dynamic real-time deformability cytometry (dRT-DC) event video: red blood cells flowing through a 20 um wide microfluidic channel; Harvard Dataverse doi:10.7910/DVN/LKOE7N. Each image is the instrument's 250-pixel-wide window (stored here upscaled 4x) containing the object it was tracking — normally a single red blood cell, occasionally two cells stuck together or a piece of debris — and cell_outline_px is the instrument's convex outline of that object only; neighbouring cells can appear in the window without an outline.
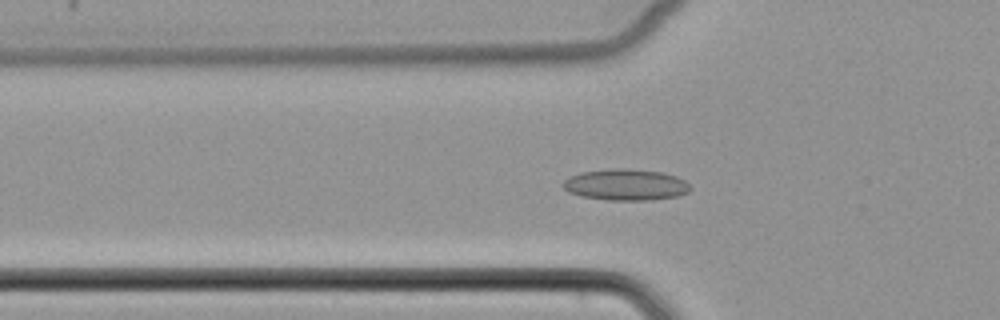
{"species": "common noctule bat (a hibernating species)", "species_latin": "Nyctalus noctula", "temperature_condition": "cold", "stored_images_in_passage": 53, "camera_frame_rate_fps": 3000, "um_per_image_px": 0.085, "animal": {"sex": "female", "body_mass_g": 22.7, "forearm_length_mm": 54.2}, "frame": {"image": 1, "passage_image": 18, "time_ms": 5.667, "image_size_px": [1000, 320], "cell_outline_px": [[692, 188], [688, 192], [676, 196], [648, 200], [608, 200], [580, 196], [568, 192], [560, 184], [568, 176], [580, 172], [616, 168], [624, 168], [664, 172], [676, 176], [684, 180]], "centroid_in_image_um": [53.15, 15.69], "position_along_channel_um": 72.7, "area_um2": 23.35}}
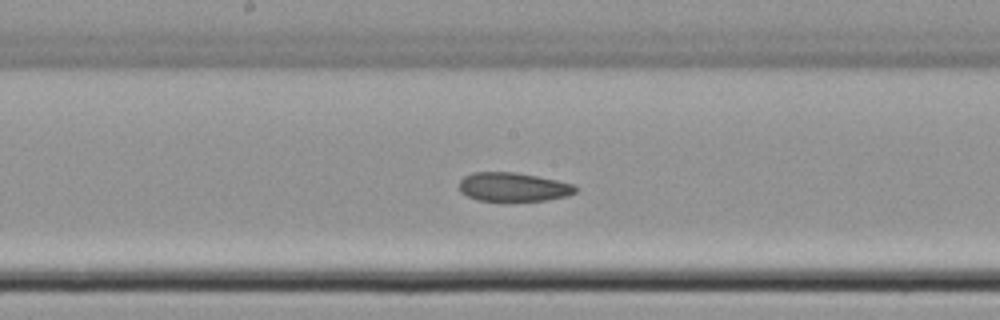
{"frame": {"image": 2, "passage_image": 28, "time_ms": 9.0, "image_size_px": [1000, 320], "cell_outline_px": [[576, 192], [568, 196], [544, 200], [476, 200], [460, 192], [460, 180], [464, 176], [472, 172], [516, 172], [556, 180], [572, 184], [576, 188]], "centroid_in_image_um": [43.6, 15.88], "position_along_channel_um": 204.6, "area_um2": 19.31}}
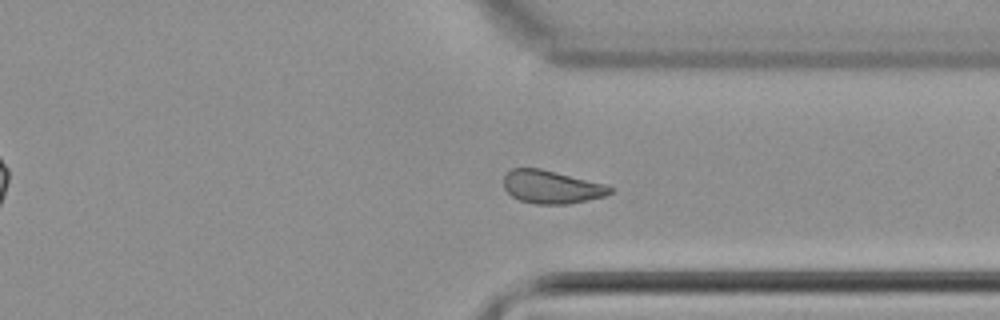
{"frame": {"image": 3, "passage_image": 40, "time_ms": 13.0, "image_size_px": [1000, 320], "cell_outline_px": [[612, 192], [604, 196], [568, 204], [536, 204], [520, 200], [512, 196], [504, 188], [504, 176], [512, 168], [540, 168], [604, 184], [612, 188]], "centroid_in_image_um": [46.85, 15.89], "position_along_channel_um": 364.6, "area_um2": 20.23}}